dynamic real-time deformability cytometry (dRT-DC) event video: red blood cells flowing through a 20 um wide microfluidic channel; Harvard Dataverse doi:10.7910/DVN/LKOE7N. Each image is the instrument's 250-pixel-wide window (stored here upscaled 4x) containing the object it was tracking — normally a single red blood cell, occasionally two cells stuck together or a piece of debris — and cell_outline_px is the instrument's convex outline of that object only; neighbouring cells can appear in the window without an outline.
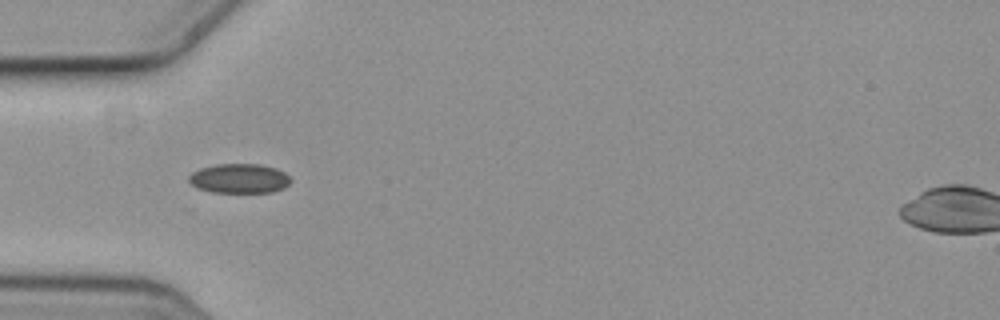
{"species": "common noctule bat (a hibernating species)", "species_latin": "Nyctalus noctula", "temperature_condition": "cold", "stored_images_in_passage": 6, "camera_frame_rate_fps": 3000, "um_per_image_px": 0.085, "animal": {"sex": "female", "body_mass_g": 19.3, "forearm_length_mm": 54.1}, "frame": {"image": 1, "passage_image": 5, "time_ms": 1.333, "image_size_px": [1000, 320], "cell_outline_px": [[292, 180], [284, 188], [272, 192], [212, 192], [196, 188], [188, 180], [188, 176], [192, 172], [200, 168], [216, 164], [260, 164], [276, 168], [284, 172]], "centroid_in_image_um": [20.33, 15.17], "position_along_channel_um": 64.7, "area_um2": 17.57}}
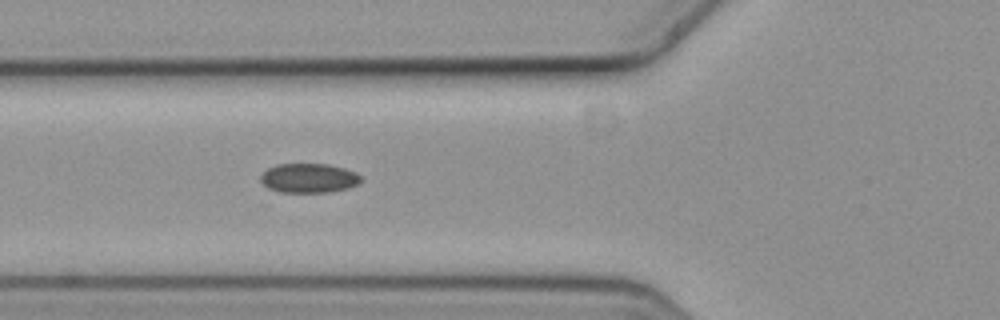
{"frame": {"image": 2, "passage_image": 6, "time_ms": 1.667, "image_size_px": [1000, 320], "cell_outline_px": [[360, 180], [356, 184], [348, 188], [332, 192], [280, 192], [268, 188], [260, 180], [260, 176], [268, 168], [276, 164], [328, 164], [344, 168], [356, 172], [360, 176]], "centroid_in_image_um": [26.23, 15.14], "position_along_channel_um": 99.6, "area_um2": 17.11}}